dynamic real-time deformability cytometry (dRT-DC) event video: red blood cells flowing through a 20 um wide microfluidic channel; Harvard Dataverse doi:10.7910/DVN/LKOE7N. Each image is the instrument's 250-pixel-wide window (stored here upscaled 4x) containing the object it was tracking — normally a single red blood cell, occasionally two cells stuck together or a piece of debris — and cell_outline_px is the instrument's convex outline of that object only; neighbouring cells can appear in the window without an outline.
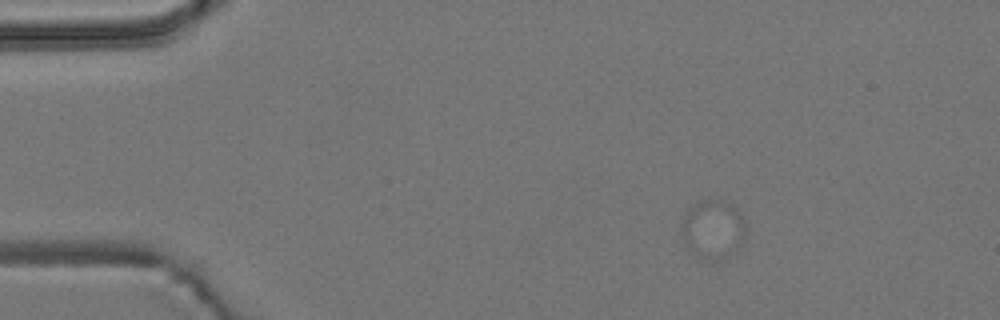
{"species": "common noctule bat (a hibernating species)", "species_latin": "Nyctalus noctula", "temperature_condition": "room temperature", "stored_images_in_passage": 4, "camera_frame_rate_fps": 3000, "um_per_image_px": 0.085, "animal": {"sex": "male", "body_mass_g": 19.2, "forearm_length_mm": 51.8}, "frame": {"image": 1, "passage_image": 2, "time_ms": 2.0, "image_size_px": [1000, 320], "cell_outline_px": [[748, 232], [744, 240], [736, 252], [720, 260], [716, 260], [700, 256], [688, 252], [684, 244], [680, 228], [680, 224], [684, 212], [696, 200], [724, 200], [732, 204], [744, 216]], "centroid_in_image_um": [60.61, 19.46], "position_along_channel_um": 24.4, "area_um2": 23.0}}